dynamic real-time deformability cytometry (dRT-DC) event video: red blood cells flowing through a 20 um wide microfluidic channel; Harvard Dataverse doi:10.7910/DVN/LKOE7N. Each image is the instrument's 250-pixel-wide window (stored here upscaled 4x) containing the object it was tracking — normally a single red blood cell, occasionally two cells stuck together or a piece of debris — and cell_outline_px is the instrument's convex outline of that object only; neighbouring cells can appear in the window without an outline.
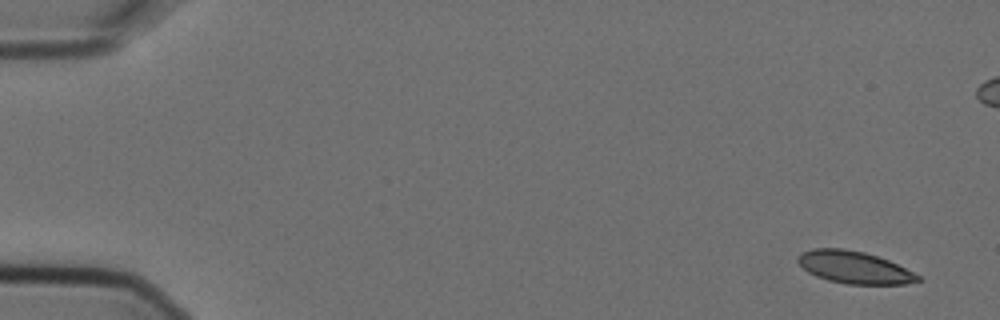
{"species": "Egyptian fruit bat (a non-hibernating species)", "species_latin": "Rousettus aegyptiacus", "temperature_condition": "cold", "stored_images_in_passage": 6, "camera_frame_rate_fps": 3000, "um_per_image_px": 0.085, "animal": {"sex": "female"}, "frame": {"image": 1, "passage_image": 1, "time_ms": 0.0, "image_size_px": [1000, 320], "cell_outline_px": [[920, 280], [904, 284], [848, 284], [828, 280], [816, 276], [808, 272], [796, 260], [800, 252], [812, 248], [844, 248], [864, 252], [888, 260], [920, 276]], "centroid_in_image_um": [72.55, 22.71], "position_along_channel_um": 12.4, "area_um2": 22.37}}